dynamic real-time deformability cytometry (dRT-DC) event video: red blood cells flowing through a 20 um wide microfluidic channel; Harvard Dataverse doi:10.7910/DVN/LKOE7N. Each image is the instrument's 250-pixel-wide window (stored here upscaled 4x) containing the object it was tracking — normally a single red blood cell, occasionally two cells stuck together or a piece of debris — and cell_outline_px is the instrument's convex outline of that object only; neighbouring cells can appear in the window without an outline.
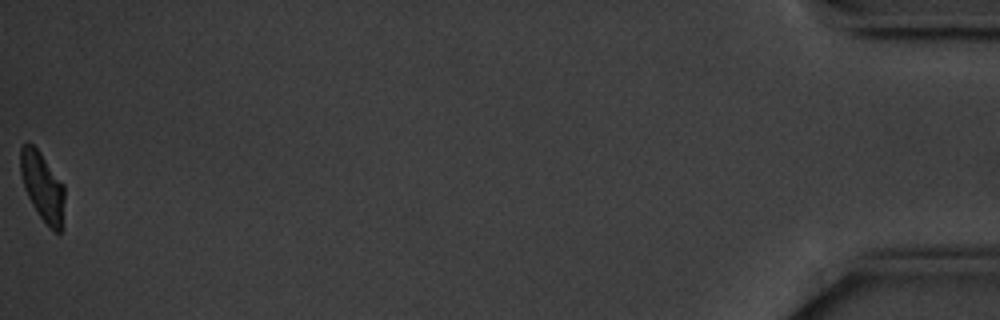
{"species": "common noctule bat (a hibernating species)", "species_latin": "Nyctalus noctula", "temperature_condition": "cold", "stored_images_in_passage": 42, "camera_frame_rate_fps": 3000, "um_per_image_px": 0.085, "animal": {"sex": "male", "body_mass_g": 20.1, "forearm_length_mm": 53.5}, "frame": {"image": 1, "passage_image": 42, "time_ms": 13.667, "image_size_px": [1000, 320], "cell_outline_px": [[64, 228], [60, 232], [56, 232], [48, 228], [32, 204], [24, 188], [20, 172], [20, 148], [24, 144], [32, 144], [40, 152], [64, 184]], "centroid_in_image_um": [3.64, 15.92], "position_along_channel_um": 431.6, "area_um2": 17.92}, "authors_computed_cell_mechanics": {"area_um2": 19.7676, "velocity_mm_per_s": 3.5215, "shape_relaxation_time_tau1_ms": 2.1773, "shape_relaxation_time_tau2_ms": null, "deformation_change_tau1": 0.1268, "deformation_change_tau2": null}}